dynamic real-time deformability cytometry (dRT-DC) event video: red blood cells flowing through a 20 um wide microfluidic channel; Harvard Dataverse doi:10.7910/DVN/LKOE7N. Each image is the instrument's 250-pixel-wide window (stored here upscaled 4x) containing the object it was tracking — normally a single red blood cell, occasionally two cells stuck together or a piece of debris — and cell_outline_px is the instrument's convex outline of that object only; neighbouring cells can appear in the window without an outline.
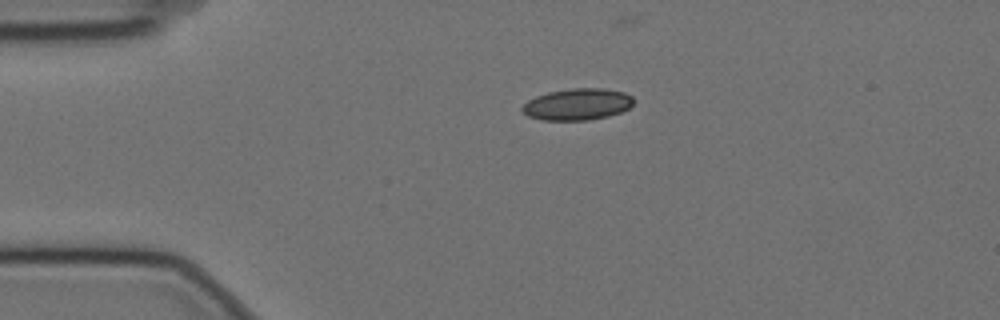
{"species": "Egyptian fruit bat (a non-hibernating species)", "species_latin": "Rousettus aegyptiacus", "temperature_condition": "cold", "stored_images_in_passage": 41, "camera_frame_rate_fps": 3000, "um_per_image_px": 0.085, "animal": {"sex": "female"}, "frame": {"image": 1, "passage_image": 1, "time_ms": 0.0, "image_size_px": [1000, 320], "cell_outline_px": [[632, 104], [628, 108], [620, 112], [608, 116], [588, 120], [540, 120], [528, 116], [520, 108], [528, 100], [536, 96], [548, 92], [568, 88], [604, 88], [624, 92], [632, 96]], "centroid_in_image_um": [49.05, 8.86], "position_along_channel_um": 35.9, "area_um2": 20.52}}
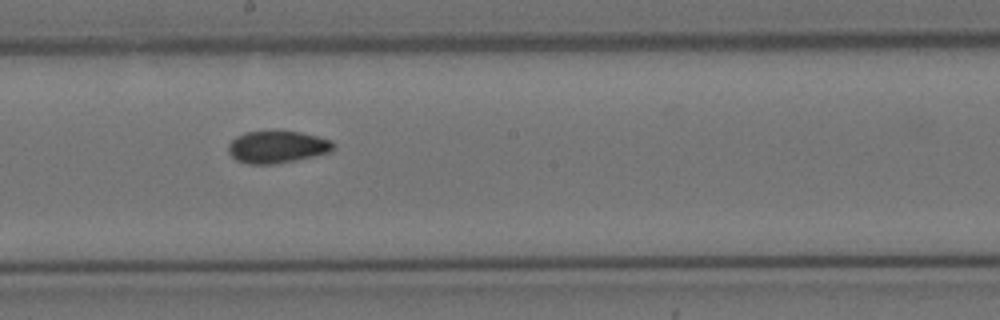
{"frame": {"image": 2, "passage_image": 20, "time_ms": 6.333, "image_size_px": [1000, 320], "cell_outline_px": [[336, 144], [332, 152], [296, 160], [276, 164], [248, 164], [236, 160], [228, 152], [228, 144], [236, 136], [244, 132], [300, 132], [332, 140]], "centroid_in_image_um": [23.58, 12.5], "position_along_channel_um": 224.6, "area_um2": 19.71}}
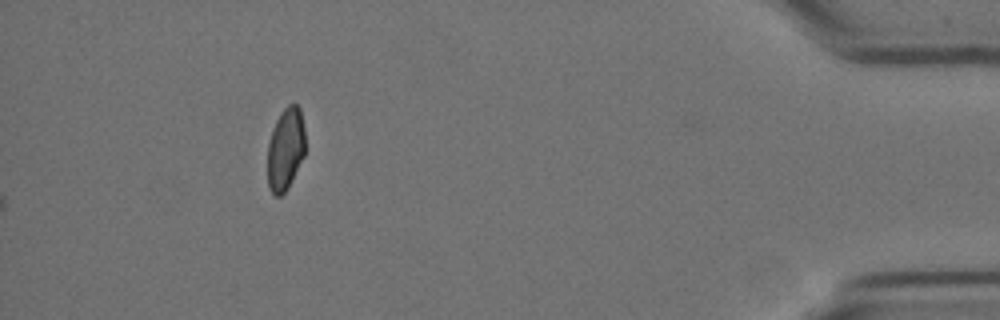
{"frame": {"image": 3, "passage_image": 41, "time_ms": 13.333, "image_size_px": [1000, 320], "cell_outline_px": [[304, 156], [288, 188], [280, 196], [276, 196], [268, 188], [268, 144], [272, 128], [280, 112], [288, 104], [296, 104], [300, 108], [304, 128]], "centroid_in_image_um": [24.26, 12.66], "position_along_channel_um": 410.9, "area_um2": 18.15}, "authors_computed_cell_mechanics": {"area_um2": 19.7098, "velocity_mm_per_s": 3.5159, "shape_relaxation_time_tau1_ms": null, "shape_relaxation_time_tau2_ms": 4.2841, "deformation_change_tau1": null, "deformation_change_tau2": 0.068}}